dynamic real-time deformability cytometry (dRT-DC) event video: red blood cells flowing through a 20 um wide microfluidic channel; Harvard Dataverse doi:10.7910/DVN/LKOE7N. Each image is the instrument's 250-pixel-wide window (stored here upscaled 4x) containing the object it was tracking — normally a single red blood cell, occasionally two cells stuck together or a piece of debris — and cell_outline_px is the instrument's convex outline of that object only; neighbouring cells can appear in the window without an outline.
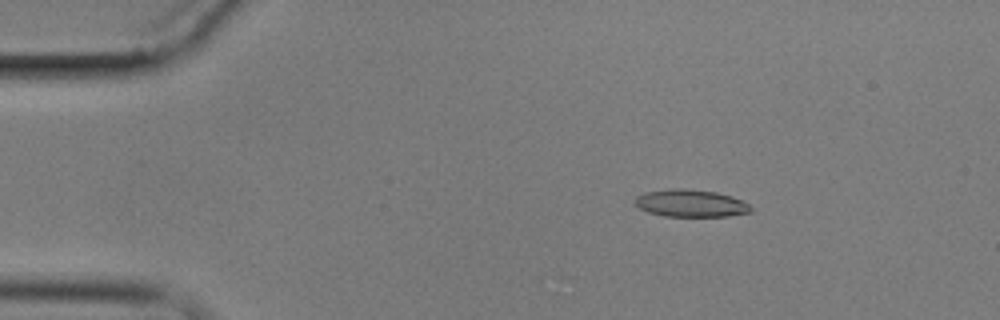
{"species": "common noctule bat (a hibernating species)", "species_latin": "Nyctalus noctula", "temperature_condition": "cold", "stored_images_in_passage": 4, "camera_frame_rate_fps": 3000, "um_per_image_px": 0.085, "animal": {"sex": "male", "body_mass_g": 17.9}, "frame": {"image": 1, "passage_image": 2, "time_ms": 1.0, "image_size_px": [1000, 320], "cell_outline_px": [[752, 212], [728, 216], [664, 216], [648, 212], [640, 208], [636, 204], [636, 196], [644, 192], [672, 188], [684, 188], [716, 192], [732, 196], [748, 204], [752, 208]], "centroid_in_image_um": [58.71, 17.27], "position_along_channel_um": 26.3, "area_um2": 18.44}}
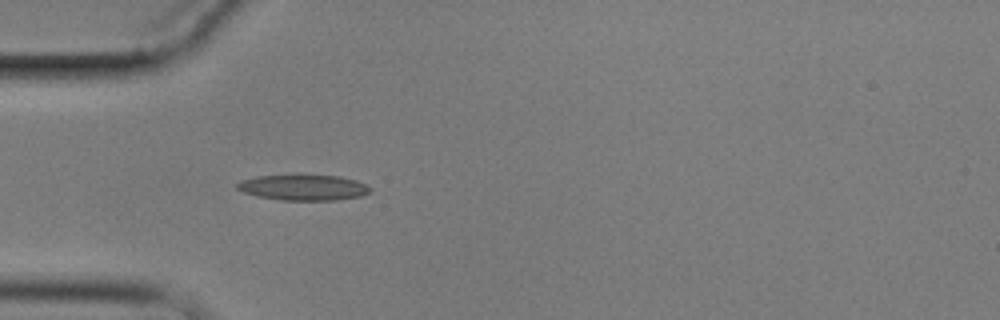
{"frame": {"image": 2, "passage_image": 4, "time_ms": 3.667, "image_size_px": [1000, 320], "cell_outline_px": [[372, 188], [368, 192], [360, 196], [336, 200], [280, 200], [256, 196], [244, 192], [236, 188], [236, 184], [240, 180], [256, 176], [296, 172], [340, 176], [356, 180]], "centroid_in_image_um": [25.73, 15.88], "position_along_channel_um": 59.3, "area_um2": 20.81}}